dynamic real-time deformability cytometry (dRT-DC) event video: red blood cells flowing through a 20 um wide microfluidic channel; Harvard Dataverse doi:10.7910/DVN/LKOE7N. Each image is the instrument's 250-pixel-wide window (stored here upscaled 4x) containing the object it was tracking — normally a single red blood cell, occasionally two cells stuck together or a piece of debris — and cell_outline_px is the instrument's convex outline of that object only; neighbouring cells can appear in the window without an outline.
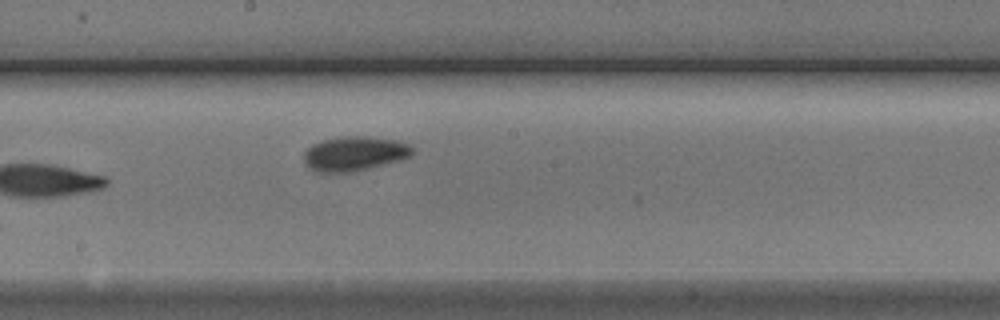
{"species": "Egyptian fruit bat (a non-hibernating species)", "species_latin": "Rousettus aegyptiacus", "temperature_condition": "cold", "stored_images_in_passage": 8, "camera_frame_rate_fps": 3000, "um_per_image_px": 0.085, "animal": {"sex": "male"}, "frame": {"image": 1, "passage_image": 8, "time_ms": 8.333, "image_size_px": [1000, 320], "cell_outline_px": [[416, 148], [412, 156], [400, 160], [348, 172], [316, 172], [308, 168], [304, 160], [304, 152], [312, 144], [324, 140], [340, 136], [368, 136], [400, 140]], "centroid_in_image_um": [30.16, 13.03], "position_along_channel_um": 218.0, "area_um2": 21.91}}